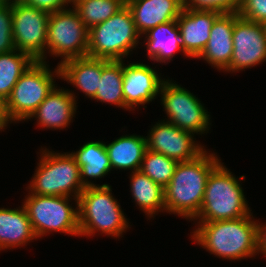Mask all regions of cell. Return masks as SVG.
I'll return each instance as SVG.
<instances>
[{
	"label": "cell",
	"instance_id": "obj_1",
	"mask_svg": "<svg viewBox=\"0 0 266 267\" xmlns=\"http://www.w3.org/2000/svg\"><path fill=\"white\" fill-rule=\"evenodd\" d=\"M218 157L205 149L193 160L178 162L171 181L164 187L165 212L191 221L197 217L207 178L221 162Z\"/></svg>",
	"mask_w": 266,
	"mask_h": 267
},
{
	"label": "cell",
	"instance_id": "obj_2",
	"mask_svg": "<svg viewBox=\"0 0 266 267\" xmlns=\"http://www.w3.org/2000/svg\"><path fill=\"white\" fill-rule=\"evenodd\" d=\"M191 239L215 256L227 260L254 257L257 253V220L249 216L233 220L198 222Z\"/></svg>",
	"mask_w": 266,
	"mask_h": 267
},
{
	"label": "cell",
	"instance_id": "obj_3",
	"mask_svg": "<svg viewBox=\"0 0 266 267\" xmlns=\"http://www.w3.org/2000/svg\"><path fill=\"white\" fill-rule=\"evenodd\" d=\"M111 192L109 184H97L85 187L79 195V236L90 237L100 232L119 238L131 228L118 200Z\"/></svg>",
	"mask_w": 266,
	"mask_h": 267
},
{
	"label": "cell",
	"instance_id": "obj_4",
	"mask_svg": "<svg viewBox=\"0 0 266 267\" xmlns=\"http://www.w3.org/2000/svg\"><path fill=\"white\" fill-rule=\"evenodd\" d=\"M238 178L220 162L209 174L200 212L195 222L233 220L252 212Z\"/></svg>",
	"mask_w": 266,
	"mask_h": 267
},
{
	"label": "cell",
	"instance_id": "obj_5",
	"mask_svg": "<svg viewBox=\"0 0 266 267\" xmlns=\"http://www.w3.org/2000/svg\"><path fill=\"white\" fill-rule=\"evenodd\" d=\"M42 150V151H41ZM40 150V159L28 185V192L36 195L78 198L85 187L81 181L80 166L69 153Z\"/></svg>",
	"mask_w": 266,
	"mask_h": 267
},
{
	"label": "cell",
	"instance_id": "obj_6",
	"mask_svg": "<svg viewBox=\"0 0 266 267\" xmlns=\"http://www.w3.org/2000/svg\"><path fill=\"white\" fill-rule=\"evenodd\" d=\"M88 36L87 56L110 61L127 58L142 39L127 5L106 21L89 29Z\"/></svg>",
	"mask_w": 266,
	"mask_h": 267
},
{
	"label": "cell",
	"instance_id": "obj_7",
	"mask_svg": "<svg viewBox=\"0 0 266 267\" xmlns=\"http://www.w3.org/2000/svg\"><path fill=\"white\" fill-rule=\"evenodd\" d=\"M55 77L60 78L59 65L52 72L47 62L34 61L19 78L11 95L5 101V110L9 121L19 123L29 120L57 85L54 81Z\"/></svg>",
	"mask_w": 266,
	"mask_h": 267
},
{
	"label": "cell",
	"instance_id": "obj_8",
	"mask_svg": "<svg viewBox=\"0 0 266 267\" xmlns=\"http://www.w3.org/2000/svg\"><path fill=\"white\" fill-rule=\"evenodd\" d=\"M75 200L76 208L70 205ZM37 238L50 232L79 236L78 198L28 193L22 202Z\"/></svg>",
	"mask_w": 266,
	"mask_h": 267
},
{
	"label": "cell",
	"instance_id": "obj_9",
	"mask_svg": "<svg viewBox=\"0 0 266 267\" xmlns=\"http://www.w3.org/2000/svg\"><path fill=\"white\" fill-rule=\"evenodd\" d=\"M88 33L77 11L72 7L49 14L46 53L64 61L86 57Z\"/></svg>",
	"mask_w": 266,
	"mask_h": 267
},
{
	"label": "cell",
	"instance_id": "obj_10",
	"mask_svg": "<svg viewBox=\"0 0 266 267\" xmlns=\"http://www.w3.org/2000/svg\"><path fill=\"white\" fill-rule=\"evenodd\" d=\"M173 82L172 79H165L159 92L163 111L168 118L166 121L192 134L208 133L211 118L204 104L189 90Z\"/></svg>",
	"mask_w": 266,
	"mask_h": 267
},
{
	"label": "cell",
	"instance_id": "obj_11",
	"mask_svg": "<svg viewBox=\"0 0 266 267\" xmlns=\"http://www.w3.org/2000/svg\"><path fill=\"white\" fill-rule=\"evenodd\" d=\"M49 14L28 4L12 5V33L15 48L28 54L34 61L46 62Z\"/></svg>",
	"mask_w": 266,
	"mask_h": 267
},
{
	"label": "cell",
	"instance_id": "obj_12",
	"mask_svg": "<svg viewBox=\"0 0 266 267\" xmlns=\"http://www.w3.org/2000/svg\"><path fill=\"white\" fill-rule=\"evenodd\" d=\"M266 61V35L262 23L246 20L235 13L233 53L226 73H236Z\"/></svg>",
	"mask_w": 266,
	"mask_h": 267
},
{
	"label": "cell",
	"instance_id": "obj_13",
	"mask_svg": "<svg viewBox=\"0 0 266 267\" xmlns=\"http://www.w3.org/2000/svg\"><path fill=\"white\" fill-rule=\"evenodd\" d=\"M194 139V134L176 127L165 119L156 122L146 136L147 149L177 162L193 160L205 150L204 146Z\"/></svg>",
	"mask_w": 266,
	"mask_h": 267
},
{
	"label": "cell",
	"instance_id": "obj_14",
	"mask_svg": "<svg viewBox=\"0 0 266 267\" xmlns=\"http://www.w3.org/2000/svg\"><path fill=\"white\" fill-rule=\"evenodd\" d=\"M158 74L157 70L141 63L123 62V97L125 109L132 111V108L139 105L144 106L157 98L164 78Z\"/></svg>",
	"mask_w": 266,
	"mask_h": 267
},
{
	"label": "cell",
	"instance_id": "obj_15",
	"mask_svg": "<svg viewBox=\"0 0 266 267\" xmlns=\"http://www.w3.org/2000/svg\"><path fill=\"white\" fill-rule=\"evenodd\" d=\"M220 12L214 10H196L184 7L177 18L182 49L187 57L197 58L204 50L210 30Z\"/></svg>",
	"mask_w": 266,
	"mask_h": 267
},
{
	"label": "cell",
	"instance_id": "obj_16",
	"mask_svg": "<svg viewBox=\"0 0 266 267\" xmlns=\"http://www.w3.org/2000/svg\"><path fill=\"white\" fill-rule=\"evenodd\" d=\"M74 92L69 89H60L55 86L45 100L38 106L29 118L37 120V126L62 130L73 122L77 110V101Z\"/></svg>",
	"mask_w": 266,
	"mask_h": 267
},
{
	"label": "cell",
	"instance_id": "obj_17",
	"mask_svg": "<svg viewBox=\"0 0 266 267\" xmlns=\"http://www.w3.org/2000/svg\"><path fill=\"white\" fill-rule=\"evenodd\" d=\"M235 13H221L210 30V38L197 59H203L211 67L224 71L233 53V26Z\"/></svg>",
	"mask_w": 266,
	"mask_h": 267
},
{
	"label": "cell",
	"instance_id": "obj_18",
	"mask_svg": "<svg viewBox=\"0 0 266 267\" xmlns=\"http://www.w3.org/2000/svg\"><path fill=\"white\" fill-rule=\"evenodd\" d=\"M140 35L159 24L177 20L184 8V0H131L126 2Z\"/></svg>",
	"mask_w": 266,
	"mask_h": 267
},
{
	"label": "cell",
	"instance_id": "obj_19",
	"mask_svg": "<svg viewBox=\"0 0 266 267\" xmlns=\"http://www.w3.org/2000/svg\"><path fill=\"white\" fill-rule=\"evenodd\" d=\"M59 68L60 79L77 87L88 98L95 97L102 74V59L74 58L64 61Z\"/></svg>",
	"mask_w": 266,
	"mask_h": 267
},
{
	"label": "cell",
	"instance_id": "obj_20",
	"mask_svg": "<svg viewBox=\"0 0 266 267\" xmlns=\"http://www.w3.org/2000/svg\"><path fill=\"white\" fill-rule=\"evenodd\" d=\"M35 239L38 238L23 205L14 209L0 208V251L22 248Z\"/></svg>",
	"mask_w": 266,
	"mask_h": 267
},
{
	"label": "cell",
	"instance_id": "obj_21",
	"mask_svg": "<svg viewBox=\"0 0 266 267\" xmlns=\"http://www.w3.org/2000/svg\"><path fill=\"white\" fill-rule=\"evenodd\" d=\"M144 35L147 56L151 61L168 64L178 51L187 56L182 49L177 20L159 24Z\"/></svg>",
	"mask_w": 266,
	"mask_h": 267
},
{
	"label": "cell",
	"instance_id": "obj_22",
	"mask_svg": "<svg viewBox=\"0 0 266 267\" xmlns=\"http://www.w3.org/2000/svg\"><path fill=\"white\" fill-rule=\"evenodd\" d=\"M105 147L110 160L112 169L140 170L142 160L147 150L146 136L141 135H122Z\"/></svg>",
	"mask_w": 266,
	"mask_h": 267
},
{
	"label": "cell",
	"instance_id": "obj_23",
	"mask_svg": "<svg viewBox=\"0 0 266 267\" xmlns=\"http://www.w3.org/2000/svg\"><path fill=\"white\" fill-rule=\"evenodd\" d=\"M70 154L80 166L81 181L84 187L96 186L89 179H101L112 170L104 142L89 141L79 150Z\"/></svg>",
	"mask_w": 266,
	"mask_h": 267
},
{
	"label": "cell",
	"instance_id": "obj_24",
	"mask_svg": "<svg viewBox=\"0 0 266 267\" xmlns=\"http://www.w3.org/2000/svg\"><path fill=\"white\" fill-rule=\"evenodd\" d=\"M130 192L135 204L147 217H155L156 213L165 211L164 188L155 183L141 170L130 174Z\"/></svg>",
	"mask_w": 266,
	"mask_h": 267
},
{
	"label": "cell",
	"instance_id": "obj_25",
	"mask_svg": "<svg viewBox=\"0 0 266 267\" xmlns=\"http://www.w3.org/2000/svg\"><path fill=\"white\" fill-rule=\"evenodd\" d=\"M123 61L102 59V74L94 100L125 109Z\"/></svg>",
	"mask_w": 266,
	"mask_h": 267
},
{
	"label": "cell",
	"instance_id": "obj_26",
	"mask_svg": "<svg viewBox=\"0 0 266 267\" xmlns=\"http://www.w3.org/2000/svg\"><path fill=\"white\" fill-rule=\"evenodd\" d=\"M34 60L26 53L15 49L0 54V99L9 98L13 87Z\"/></svg>",
	"mask_w": 266,
	"mask_h": 267
},
{
	"label": "cell",
	"instance_id": "obj_27",
	"mask_svg": "<svg viewBox=\"0 0 266 267\" xmlns=\"http://www.w3.org/2000/svg\"><path fill=\"white\" fill-rule=\"evenodd\" d=\"M125 5V0H83L73 8L89 30L109 19Z\"/></svg>",
	"mask_w": 266,
	"mask_h": 267
},
{
	"label": "cell",
	"instance_id": "obj_28",
	"mask_svg": "<svg viewBox=\"0 0 266 267\" xmlns=\"http://www.w3.org/2000/svg\"><path fill=\"white\" fill-rule=\"evenodd\" d=\"M177 164V161L147 149L140 170L164 188L171 181Z\"/></svg>",
	"mask_w": 266,
	"mask_h": 267
},
{
	"label": "cell",
	"instance_id": "obj_29",
	"mask_svg": "<svg viewBox=\"0 0 266 267\" xmlns=\"http://www.w3.org/2000/svg\"><path fill=\"white\" fill-rule=\"evenodd\" d=\"M241 4L242 0H184V7L220 13H238Z\"/></svg>",
	"mask_w": 266,
	"mask_h": 267
},
{
	"label": "cell",
	"instance_id": "obj_30",
	"mask_svg": "<svg viewBox=\"0 0 266 267\" xmlns=\"http://www.w3.org/2000/svg\"><path fill=\"white\" fill-rule=\"evenodd\" d=\"M15 49L12 33V5H0V54Z\"/></svg>",
	"mask_w": 266,
	"mask_h": 267
},
{
	"label": "cell",
	"instance_id": "obj_31",
	"mask_svg": "<svg viewBox=\"0 0 266 267\" xmlns=\"http://www.w3.org/2000/svg\"><path fill=\"white\" fill-rule=\"evenodd\" d=\"M238 14L246 20L262 23L266 20V0H242Z\"/></svg>",
	"mask_w": 266,
	"mask_h": 267
},
{
	"label": "cell",
	"instance_id": "obj_32",
	"mask_svg": "<svg viewBox=\"0 0 266 267\" xmlns=\"http://www.w3.org/2000/svg\"><path fill=\"white\" fill-rule=\"evenodd\" d=\"M26 4L53 13L68 8L69 0H29Z\"/></svg>",
	"mask_w": 266,
	"mask_h": 267
},
{
	"label": "cell",
	"instance_id": "obj_33",
	"mask_svg": "<svg viewBox=\"0 0 266 267\" xmlns=\"http://www.w3.org/2000/svg\"><path fill=\"white\" fill-rule=\"evenodd\" d=\"M257 253L266 257V222L265 224L257 222Z\"/></svg>",
	"mask_w": 266,
	"mask_h": 267
},
{
	"label": "cell",
	"instance_id": "obj_34",
	"mask_svg": "<svg viewBox=\"0 0 266 267\" xmlns=\"http://www.w3.org/2000/svg\"><path fill=\"white\" fill-rule=\"evenodd\" d=\"M9 123L11 124L6 114L5 102L0 99V131H4Z\"/></svg>",
	"mask_w": 266,
	"mask_h": 267
},
{
	"label": "cell",
	"instance_id": "obj_35",
	"mask_svg": "<svg viewBox=\"0 0 266 267\" xmlns=\"http://www.w3.org/2000/svg\"><path fill=\"white\" fill-rule=\"evenodd\" d=\"M29 0H12L13 4H26Z\"/></svg>",
	"mask_w": 266,
	"mask_h": 267
},
{
	"label": "cell",
	"instance_id": "obj_36",
	"mask_svg": "<svg viewBox=\"0 0 266 267\" xmlns=\"http://www.w3.org/2000/svg\"><path fill=\"white\" fill-rule=\"evenodd\" d=\"M0 5H12V0H0Z\"/></svg>",
	"mask_w": 266,
	"mask_h": 267
},
{
	"label": "cell",
	"instance_id": "obj_37",
	"mask_svg": "<svg viewBox=\"0 0 266 267\" xmlns=\"http://www.w3.org/2000/svg\"><path fill=\"white\" fill-rule=\"evenodd\" d=\"M83 0H69V3L74 7L77 3L81 2Z\"/></svg>",
	"mask_w": 266,
	"mask_h": 267
},
{
	"label": "cell",
	"instance_id": "obj_38",
	"mask_svg": "<svg viewBox=\"0 0 266 267\" xmlns=\"http://www.w3.org/2000/svg\"><path fill=\"white\" fill-rule=\"evenodd\" d=\"M262 27H263L264 33L266 35V20L262 22Z\"/></svg>",
	"mask_w": 266,
	"mask_h": 267
}]
</instances>
